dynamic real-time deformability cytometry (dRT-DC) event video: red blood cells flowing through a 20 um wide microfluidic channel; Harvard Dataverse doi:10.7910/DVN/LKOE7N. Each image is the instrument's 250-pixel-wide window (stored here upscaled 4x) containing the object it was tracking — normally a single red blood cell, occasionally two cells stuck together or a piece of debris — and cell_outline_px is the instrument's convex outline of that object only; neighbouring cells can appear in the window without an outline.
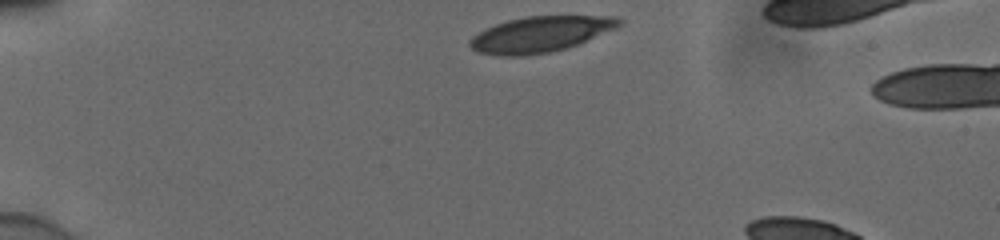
{"species": "human", "species_latin": "Homo sapiens", "temperature_condition": "cold", "stored_images_in_passage": 35, "camera_frame_rate_fps": 3000, "um_per_image_px": 0.085, "donor": {"sex": "male"}, "frame": {"image": 1, "passage_image": 1, "time_ms": 0.0, "image_size_px": [1000, 240], "cell_outline_px": [[624, 24], [568, 48], [548, 52], [520, 56], [500, 56], [480, 52], [472, 48], [468, 44], [468, 40], [472, 36], [496, 24], [508, 20], [524, 16], [616, 16], [624, 20]], "centroid_in_image_um": [45.94, 2.9], "position_along_channel_um": 39.1, "area_um2": 30.87}}
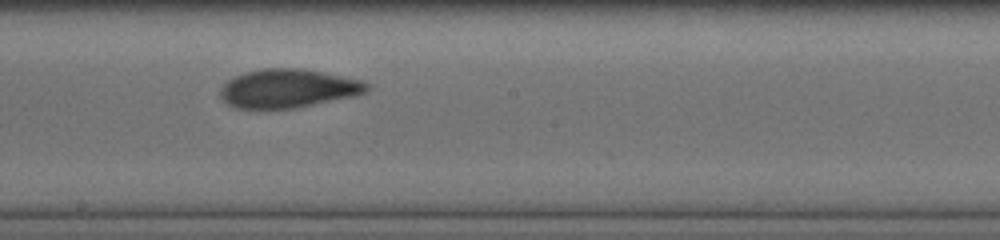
{"frame": {"image": 2, "passage_image": 20, "time_ms": 6.333, "image_size_px": [1000, 240], "cell_outline_px": [[368, 88], [364, 92], [356, 96], [292, 108], [236, 108], [228, 104], [220, 96], [220, 88], [228, 80], [244, 72], [264, 68], [300, 68], [364, 80], [368, 84]], "centroid_in_image_um": [24.48, 7.51], "position_along_channel_um": 223.7, "area_um2": 32.77}}
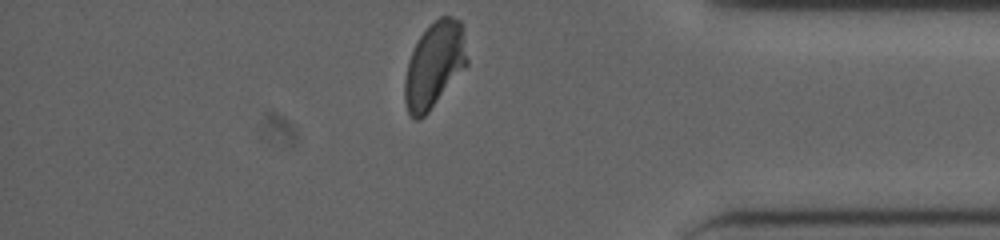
{"frame": {"image": 3, "passage_image": 35, "time_ms": 11.333, "image_size_px": [1000, 240], "cell_outline_px": [[468, 64], [428, 112], [420, 120], [416, 120], [408, 112], [404, 100], [404, 80], [408, 60], [420, 36], [440, 16], [452, 16], [460, 20], [468, 60]], "centroid_in_image_um": [36.91, 5.54], "position_along_channel_um": 398.3, "area_um2": 30.69}, "authors_computed_cell_mechanics": {"area_um2": 32.7726, "velocity_mm_per_s": 3.8672, "shape_relaxation_time_tau1_ms": 7.1255, "shape_relaxation_time_tau2_ms": 1.3428, "deformation_change_tau1": 0.1924, "deformation_change_tau2": 0.0792}}